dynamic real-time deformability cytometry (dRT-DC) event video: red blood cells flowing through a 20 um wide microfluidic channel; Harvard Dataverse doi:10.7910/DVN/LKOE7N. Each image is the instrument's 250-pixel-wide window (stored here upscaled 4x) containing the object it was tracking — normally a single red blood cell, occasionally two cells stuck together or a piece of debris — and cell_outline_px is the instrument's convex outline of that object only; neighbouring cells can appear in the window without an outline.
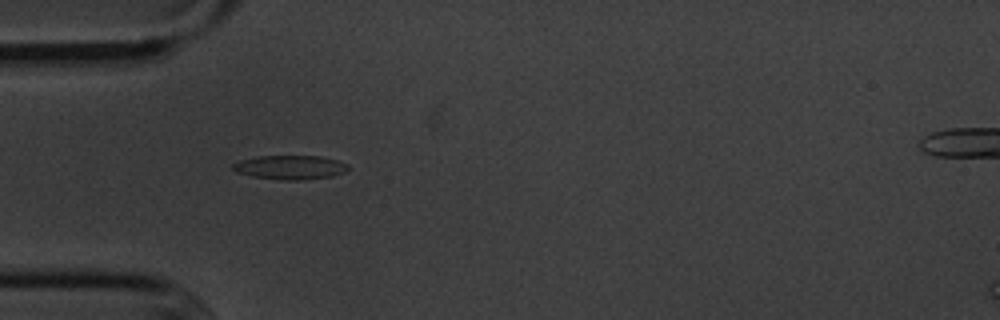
{"species": "common noctule bat (a hibernating species)", "species_latin": "Nyctalus noctula", "temperature_condition": "cold", "stored_images_in_passage": 45, "camera_frame_rate_fps": 3000, "um_per_image_px": 0.085, "animal": {"sex": "male", "body_mass_g": 20.1, "forearm_length_mm": 53.5}, "frame": {"image": 1, "passage_image": 6, "time_ms": 1.667, "image_size_px": [1000, 320], "cell_outline_px": [[348, 168], [344, 172], [332, 176], [300, 180], [280, 180], [252, 176], [236, 172], [232, 168], [232, 164], [240, 160], [256, 156], [320, 156], [336, 160], [348, 164]], "centroid_in_image_um": [24.63, 14.22], "position_along_channel_um": 60.4, "area_um2": 16.13}}
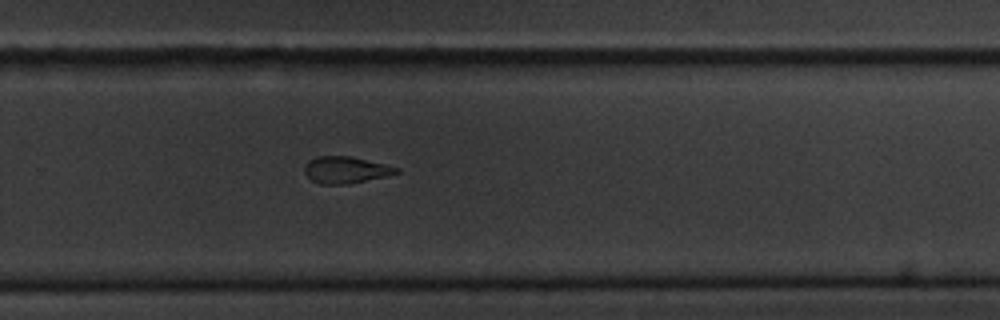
{"frame": {"image": 2, "passage_image": 26, "time_ms": 8.333, "image_size_px": [1000, 320], "cell_outline_px": [[400, 172], [388, 176], [348, 184], [320, 184], [312, 180], [304, 172], [304, 168], [308, 160], [316, 156], [352, 156], [400, 168]], "centroid_in_image_um": [29.39, 14.44], "position_along_channel_um": 300.4, "area_um2": 14.39}}
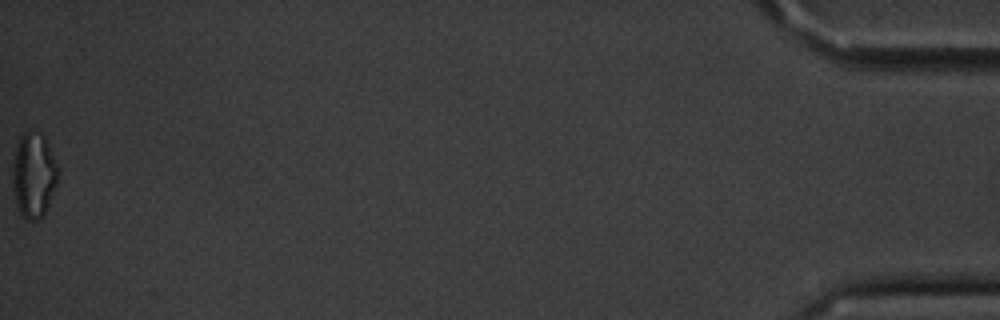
{"frame": {"image": 3, "passage_image": 45, "time_ms": 14.667, "image_size_px": [1000, 320], "cell_outline_px": [[56, 184], [44, 216], [40, 220], [28, 220], [20, 212], [16, 204], [12, 180], [12, 172], [16, 148], [20, 136], [24, 132], [40, 132], [44, 136], [56, 164]], "centroid_in_image_um": [2.84, 14.91], "position_along_channel_um": 432.4, "area_um2": 22.02}, "authors_computed_cell_mechanics": {"area_um2": 15.5482, "velocity_mm_per_s": 3.6299, "shape_relaxation_time_tau1_ms": 4.4526, "shape_relaxation_time_tau2_ms": 3.3043, "deformation_change_tau1": 0.1728, "deformation_change_tau2": 0.1237}}